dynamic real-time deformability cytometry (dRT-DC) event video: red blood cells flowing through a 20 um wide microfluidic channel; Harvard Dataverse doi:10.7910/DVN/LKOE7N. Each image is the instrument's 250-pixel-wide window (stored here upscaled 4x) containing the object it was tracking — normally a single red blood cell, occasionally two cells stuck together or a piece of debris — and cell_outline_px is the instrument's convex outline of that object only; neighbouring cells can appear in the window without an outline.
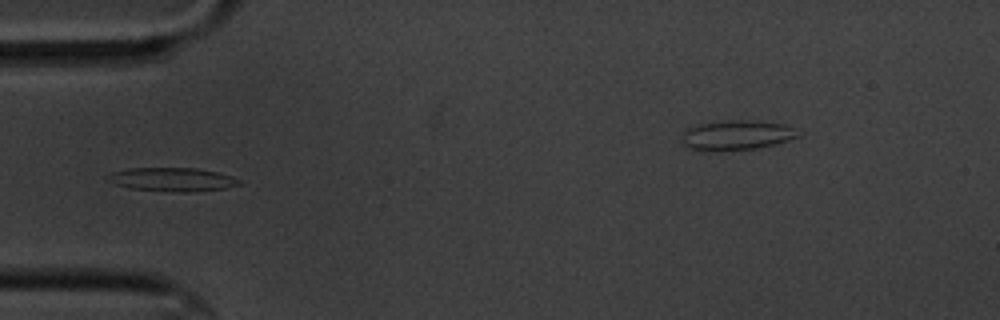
{"species": "common noctule bat (a hibernating species)", "species_latin": "Nyctalus noctula", "temperature_condition": "cold", "stored_images_in_passage": 15, "segment_of_instrument_passage": [1, 2], "camera_frame_rate_fps": 3000, "um_per_image_px": 0.085, "animal": {"sex": "male", "body_mass_g": 20.1, "forearm_length_mm": 53.5}, "frame": {"image": 1, "passage_image": 4, "time_ms": 4.333, "image_size_px": [1000, 320], "cell_outline_px": [[240, 184], [224, 188], [196, 192], [172, 192], [128, 188], [112, 184], [104, 180], [104, 176], [112, 172], [128, 168], [196, 168], [216, 172], [232, 176], [240, 180]], "centroid_in_image_um": [14.54, 15.26], "position_along_channel_um": 70.5, "area_um2": 18.44}}
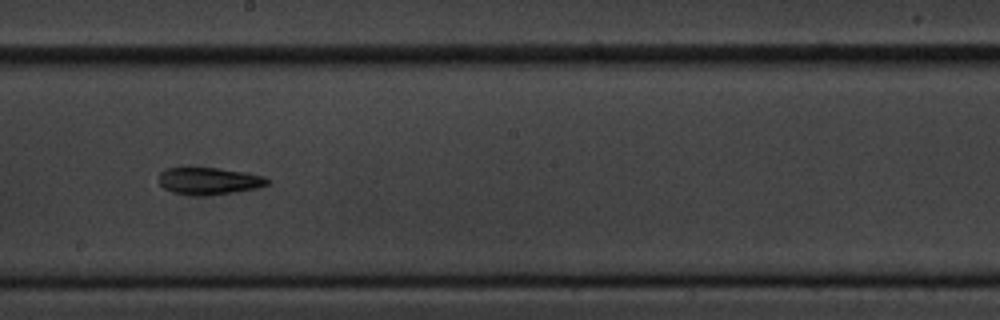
{"frame": {"image": 2, "passage_image": 8, "time_ms": 9.0, "image_size_px": [1000, 320], "cell_outline_px": [[272, 180], [268, 184], [260, 188], [236, 192], [172, 192], [164, 188], [160, 184], [160, 172], [164, 168], [216, 168], [248, 172], [264, 176]], "centroid_in_image_um": [17.87, 15.32], "position_along_channel_um": 230.3, "area_um2": 16.36}}
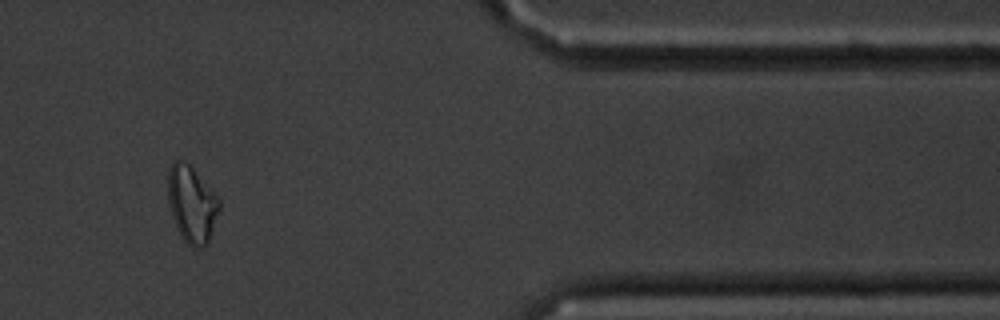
{"frame": {"image": 3, "passage_image": 12, "time_ms": 14.667, "image_size_px": [1000, 320], "cell_outline_px": [[220, 208], [208, 244], [204, 248], [192, 248], [184, 240], [172, 216], [168, 200], [168, 172], [172, 164], [176, 160], [184, 160], [192, 168], [220, 200]], "centroid_in_image_um": [16.31, 17.39], "position_along_channel_um": 395.1, "area_um2": 22.6}}